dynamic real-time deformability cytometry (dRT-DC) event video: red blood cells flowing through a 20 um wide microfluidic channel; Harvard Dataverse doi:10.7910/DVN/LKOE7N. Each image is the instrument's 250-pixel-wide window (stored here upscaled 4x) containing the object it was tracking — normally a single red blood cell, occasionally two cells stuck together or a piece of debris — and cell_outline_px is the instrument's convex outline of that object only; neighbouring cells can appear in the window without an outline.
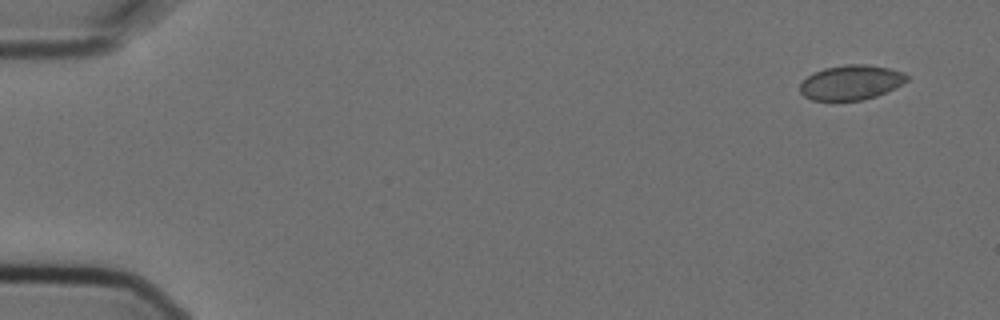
{"species": "Egyptian fruit bat (a non-hibernating species)", "species_latin": "Rousettus aegyptiacus", "temperature_condition": "cold", "stored_images_in_passage": 5, "camera_frame_rate_fps": 3000, "um_per_image_px": 0.085, "animal": {"sex": "female"}, "frame": {"image": 1, "passage_image": 1, "time_ms": 0.0, "image_size_px": [1000, 320], "cell_outline_px": [[908, 80], [896, 88], [876, 96], [864, 100], [832, 104], [812, 100], [804, 96], [800, 92], [800, 84], [812, 72], [824, 68], [844, 64], [868, 64], [888, 68], [904, 72], [908, 76]], "centroid_in_image_um": [72.3, 7.05], "position_along_channel_um": 12.7, "area_um2": 22.54}}
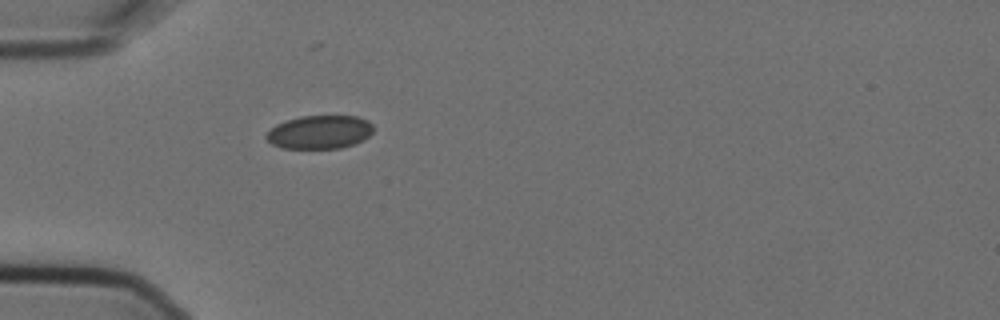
{"frame": {"image": 2, "passage_image": 5, "time_ms": 1.333, "image_size_px": [1000, 320], "cell_outline_px": [[372, 132], [364, 140], [340, 148], [280, 148], [272, 144], [264, 136], [276, 124], [300, 116], [356, 116], [368, 120], [372, 124]], "centroid_in_image_um": [27.16, 11.23], "position_along_channel_um": 57.8, "area_um2": 20.75}}